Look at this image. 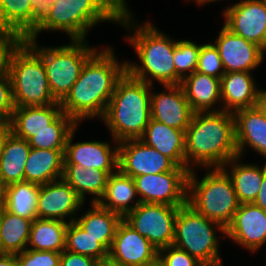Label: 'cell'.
<instances>
[{"label": "cell", "instance_id": "1", "mask_svg": "<svg viewBox=\"0 0 266 266\" xmlns=\"http://www.w3.org/2000/svg\"><path fill=\"white\" fill-rule=\"evenodd\" d=\"M117 61L107 47L85 62L80 77L60 102L62 111L77 124L85 118L103 117L117 81L126 72V61Z\"/></svg>", "mask_w": 266, "mask_h": 266}, {"label": "cell", "instance_id": "2", "mask_svg": "<svg viewBox=\"0 0 266 266\" xmlns=\"http://www.w3.org/2000/svg\"><path fill=\"white\" fill-rule=\"evenodd\" d=\"M237 156L233 113L224 110L195 112L185 130L186 169L192 170L191 161L196 166L222 168Z\"/></svg>", "mask_w": 266, "mask_h": 266}, {"label": "cell", "instance_id": "3", "mask_svg": "<svg viewBox=\"0 0 266 266\" xmlns=\"http://www.w3.org/2000/svg\"><path fill=\"white\" fill-rule=\"evenodd\" d=\"M131 16L118 0H57L48 17L24 39H36L41 31L50 30L66 32L71 41L85 40L88 30L100 21L118 22L128 28L134 22Z\"/></svg>", "mask_w": 266, "mask_h": 266}, {"label": "cell", "instance_id": "4", "mask_svg": "<svg viewBox=\"0 0 266 266\" xmlns=\"http://www.w3.org/2000/svg\"><path fill=\"white\" fill-rule=\"evenodd\" d=\"M151 87L152 85L133 78L127 71L117 81L101 118L117 144L143 136L151 119Z\"/></svg>", "mask_w": 266, "mask_h": 266}, {"label": "cell", "instance_id": "5", "mask_svg": "<svg viewBox=\"0 0 266 266\" xmlns=\"http://www.w3.org/2000/svg\"><path fill=\"white\" fill-rule=\"evenodd\" d=\"M141 65L126 62V71L135 79L153 85V79L162 85H176L174 47L177 41L159 32L151 23L139 26L135 34L128 36ZM149 80H148V76ZM152 78V80H151Z\"/></svg>", "mask_w": 266, "mask_h": 266}, {"label": "cell", "instance_id": "6", "mask_svg": "<svg viewBox=\"0 0 266 266\" xmlns=\"http://www.w3.org/2000/svg\"><path fill=\"white\" fill-rule=\"evenodd\" d=\"M6 69L11 79L15 107L57 103L48 84L41 58L23 41L10 50Z\"/></svg>", "mask_w": 266, "mask_h": 266}, {"label": "cell", "instance_id": "7", "mask_svg": "<svg viewBox=\"0 0 266 266\" xmlns=\"http://www.w3.org/2000/svg\"><path fill=\"white\" fill-rule=\"evenodd\" d=\"M188 193L190 206L225 229L240 205L231 178L222 168H213L200 181L192 169L188 174Z\"/></svg>", "mask_w": 266, "mask_h": 266}, {"label": "cell", "instance_id": "8", "mask_svg": "<svg viewBox=\"0 0 266 266\" xmlns=\"http://www.w3.org/2000/svg\"><path fill=\"white\" fill-rule=\"evenodd\" d=\"M42 60L53 97L61 102L80 77L85 62L97 51L85 42L72 40L70 45L43 48L36 39H22Z\"/></svg>", "mask_w": 266, "mask_h": 266}, {"label": "cell", "instance_id": "9", "mask_svg": "<svg viewBox=\"0 0 266 266\" xmlns=\"http://www.w3.org/2000/svg\"><path fill=\"white\" fill-rule=\"evenodd\" d=\"M213 226L225 233L222 225L209 220L186 203L177 212L173 245L188 252L204 266H222L219 239Z\"/></svg>", "mask_w": 266, "mask_h": 266}, {"label": "cell", "instance_id": "10", "mask_svg": "<svg viewBox=\"0 0 266 266\" xmlns=\"http://www.w3.org/2000/svg\"><path fill=\"white\" fill-rule=\"evenodd\" d=\"M178 209L166 204L140 203L123 220L159 250L173 245Z\"/></svg>", "mask_w": 266, "mask_h": 266}, {"label": "cell", "instance_id": "11", "mask_svg": "<svg viewBox=\"0 0 266 266\" xmlns=\"http://www.w3.org/2000/svg\"><path fill=\"white\" fill-rule=\"evenodd\" d=\"M188 174L184 167L172 171L133 177L141 203L166 204L181 207L187 203Z\"/></svg>", "mask_w": 266, "mask_h": 266}, {"label": "cell", "instance_id": "12", "mask_svg": "<svg viewBox=\"0 0 266 266\" xmlns=\"http://www.w3.org/2000/svg\"><path fill=\"white\" fill-rule=\"evenodd\" d=\"M8 125L16 137L27 141L44 129H74L78 126L62 111L60 102L43 106L15 107Z\"/></svg>", "mask_w": 266, "mask_h": 266}, {"label": "cell", "instance_id": "13", "mask_svg": "<svg viewBox=\"0 0 266 266\" xmlns=\"http://www.w3.org/2000/svg\"><path fill=\"white\" fill-rule=\"evenodd\" d=\"M118 169L130 177L172 171L177 165L140 139L119 142Z\"/></svg>", "mask_w": 266, "mask_h": 266}, {"label": "cell", "instance_id": "14", "mask_svg": "<svg viewBox=\"0 0 266 266\" xmlns=\"http://www.w3.org/2000/svg\"><path fill=\"white\" fill-rule=\"evenodd\" d=\"M224 26L233 34L257 44L266 51V3L241 0L224 11Z\"/></svg>", "mask_w": 266, "mask_h": 266}, {"label": "cell", "instance_id": "15", "mask_svg": "<svg viewBox=\"0 0 266 266\" xmlns=\"http://www.w3.org/2000/svg\"><path fill=\"white\" fill-rule=\"evenodd\" d=\"M108 259L118 266H149L158 259V249L122 219Z\"/></svg>", "mask_w": 266, "mask_h": 266}, {"label": "cell", "instance_id": "16", "mask_svg": "<svg viewBox=\"0 0 266 266\" xmlns=\"http://www.w3.org/2000/svg\"><path fill=\"white\" fill-rule=\"evenodd\" d=\"M214 45L221 57L225 73L250 72L262 63L265 55L260 46L233 34L225 26L219 32Z\"/></svg>", "mask_w": 266, "mask_h": 266}, {"label": "cell", "instance_id": "17", "mask_svg": "<svg viewBox=\"0 0 266 266\" xmlns=\"http://www.w3.org/2000/svg\"><path fill=\"white\" fill-rule=\"evenodd\" d=\"M225 234L255 252L266 242V211L253 203L240 204Z\"/></svg>", "mask_w": 266, "mask_h": 266}, {"label": "cell", "instance_id": "18", "mask_svg": "<svg viewBox=\"0 0 266 266\" xmlns=\"http://www.w3.org/2000/svg\"><path fill=\"white\" fill-rule=\"evenodd\" d=\"M68 135L64 152V165H79L84 169H98L109 175L118 169V146L111 149L106 142L90 141L72 144L74 131Z\"/></svg>", "mask_w": 266, "mask_h": 266}, {"label": "cell", "instance_id": "19", "mask_svg": "<svg viewBox=\"0 0 266 266\" xmlns=\"http://www.w3.org/2000/svg\"><path fill=\"white\" fill-rule=\"evenodd\" d=\"M83 203L76 191L60 178V180L40 185L37 218L67 222L64 218L75 214Z\"/></svg>", "mask_w": 266, "mask_h": 266}, {"label": "cell", "instance_id": "20", "mask_svg": "<svg viewBox=\"0 0 266 266\" xmlns=\"http://www.w3.org/2000/svg\"><path fill=\"white\" fill-rule=\"evenodd\" d=\"M166 92L151 93V119L170 127L186 130L194 111L180 84L164 85Z\"/></svg>", "mask_w": 266, "mask_h": 266}, {"label": "cell", "instance_id": "21", "mask_svg": "<svg viewBox=\"0 0 266 266\" xmlns=\"http://www.w3.org/2000/svg\"><path fill=\"white\" fill-rule=\"evenodd\" d=\"M238 156L242 157L245 145L266 158V118L256 108L241 109L233 113Z\"/></svg>", "mask_w": 266, "mask_h": 266}, {"label": "cell", "instance_id": "22", "mask_svg": "<svg viewBox=\"0 0 266 266\" xmlns=\"http://www.w3.org/2000/svg\"><path fill=\"white\" fill-rule=\"evenodd\" d=\"M140 140L170 158L177 166L186 168L185 130L150 119Z\"/></svg>", "mask_w": 266, "mask_h": 266}, {"label": "cell", "instance_id": "23", "mask_svg": "<svg viewBox=\"0 0 266 266\" xmlns=\"http://www.w3.org/2000/svg\"><path fill=\"white\" fill-rule=\"evenodd\" d=\"M251 72H229L220 79L222 110L234 113L256 106L259 90Z\"/></svg>", "mask_w": 266, "mask_h": 266}, {"label": "cell", "instance_id": "24", "mask_svg": "<svg viewBox=\"0 0 266 266\" xmlns=\"http://www.w3.org/2000/svg\"><path fill=\"white\" fill-rule=\"evenodd\" d=\"M64 152L31 148L25 164L24 181L43 185L62 178Z\"/></svg>", "mask_w": 266, "mask_h": 266}, {"label": "cell", "instance_id": "25", "mask_svg": "<svg viewBox=\"0 0 266 266\" xmlns=\"http://www.w3.org/2000/svg\"><path fill=\"white\" fill-rule=\"evenodd\" d=\"M189 105L194 112L220 111L211 107L221 101L220 79L200 72L185 77L181 84Z\"/></svg>", "mask_w": 266, "mask_h": 266}, {"label": "cell", "instance_id": "26", "mask_svg": "<svg viewBox=\"0 0 266 266\" xmlns=\"http://www.w3.org/2000/svg\"><path fill=\"white\" fill-rule=\"evenodd\" d=\"M135 195L138 196L133 178L117 169L109 175L104 195L98 204L124 217L141 203L139 199L135 201ZM133 200L135 202L130 206Z\"/></svg>", "mask_w": 266, "mask_h": 266}, {"label": "cell", "instance_id": "27", "mask_svg": "<svg viewBox=\"0 0 266 266\" xmlns=\"http://www.w3.org/2000/svg\"><path fill=\"white\" fill-rule=\"evenodd\" d=\"M31 147L11 131L6 135L0 156V179L8 186L24 181L25 164Z\"/></svg>", "mask_w": 266, "mask_h": 266}, {"label": "cell", "instance_id": "28", "mask_svg": "<svg viewBox=\"0 0 266 266\" xmlns=\"http://www.w3.org/2000/svg\"><path fill=\"white\" fill-rule=\"evenodd\" d=\"M239 159V156L232 158L222 169L231 178L238 202L240 204L253 203L261 189L262 180L266 174V163L263 167L253 164H238ZM227 165L231 166L230 174L227 171Z\"/></svg>", "mask_w": 266, "mask_h": 266}, {"label": "cell", "instance_id": "29", "mask_svg": "<svg viewBox=\"0 0 266 266\" xmlns=\"http://www.w3.org/2000/svg\"><path fill=\"white\" fill-rule=\"evenodd\" d=\"M122 219L118 213L102 208L98 203H92V208L75 219V222L109 251Z\"/></svg>", "mask_w": 266, "mask_h": 266}, {"label": "cell", "instance_id": "30", "mask_svg": "<svg viewBox=\"0 0 266 266\" xmlns=\"http://www.w3.org/2000/svg\"><path fill=\"white\" fill-rule=\"evenodd\" d=\"M108 177L109 174L106 171L98 169H84L79 165H64L63 167L62 179L76 191L83 201L85 193H89L96 196L92 203H98L104 195Z\"/></svg>", "mask_w": 266, "mask_h": 266}, {"label": "cell", "instance_id": "31", "mask_svg": "<svg viewBox=\"0 0 266 266\" xmlns=\"http://www.w3.org/2000/svg\"><path fill=\"white\" fill-rule=\"evenodd\" d=\"M68 222L54 219L36 218L32 221L28 245L36 251L65 250V232Z\"/></svg>", "mask_w": 266, "mask_h": 266}, {"label": "cell", "instance_id": "32", "mask_svg": "<svg viewBox=\"0 0 266 266\" xmlns=\"http://www.w3.org/2000/svg\"><path fill=\"white\" fill-rule=\"evenodd\" d=\"M40 185L27 181L7 186L5 210L34 221L37 218V203Z\"/></svg>", "mask_w": 266, "mask_h": 266}, {"label": "cell", "instance_id": "33", "mask_svg": "<svg viewBox=\"0 0 266 266\" xmlns=\"http://www.w3.org/2000/svg\"><path fill=\"white\" fill-rule=\"evenodd\" d=\"M32 220L14 215L5 209L0 213V237L7 254H19L26 249Z\"/></svg>", "mask_w": 266, "mask_h": 266}, {"label": "cell", "instance_id": "34", "mask_svg": "<svg viewBox=\"0 0 266 266\" xmlns=\"http://www.w3.org/2000/svg\"><path fill=\"white\" fill-rule=\"evenodd\" d=\"M31 0H0V27L14 33L20 40L32 33Z\"/></svg>", "mask_w": 266, "mask_h": 266}, {"label": "cell", "instance_id": "35", "mask_svg": "<svg viewBox=\"0 0 266 266\" xmlns=\"http://www.w3.org/2000/svg\"><path fill=\"white\" fill-rule=\"evenodd\" d=\"M74 217L68 222L65 232V250L92 257L98 261L108 259V250L82 229Z\"/></svg>", "mask_w": 266, "mask_h": 266}, {"label": "cell", "instance_id": "36", "mask_svg": "<svg viewBox=\"0 0 266 266\" xmlns=\"http://www.w3.org/2000/svg\"><path fill=\"white\" fill-rule=\"evenodd\" d=\"M201 45L189 40L177 41L174 47V67L176 71V85L196 71ZM188 71V72H186Z\"/></svg>", "mask_w": 266, "mask_h": 266}, {"label": "cell", "instance_id": "37", "mask_svg": "<svg viewBox=\"0 0 266 266\" xmlns=\"http://www.w3.org/2000/svg\"><path fill=\"white\" fill-rule=\"evenodd\" d=\"M196 72L210 75L218 79L224 76L225 69L214 44L208 43L201 45Z\"/></svg>", "mask_w": 266, "mask_h": 266}, {"label": "cell", "instance_id": "38", "mask_svg": "<svg viewBox=\"0 0 266 266\" xmlns=\"http://www.w3.org/2000/svg\"><path fill=\"white\" fill-rule=\"evenodd\" d=\"M73 129H44L28 140L31 148L65 150L68 135Z\"/></svg>", "mask_w": 266, "mask_h": 266}, {"label": "cell", "instance_id": "39", "mask_svg": "<svg viewBox=\"0 0 266 266\" xmlns=\"http://www.w3.org/2000/svg\"><path fill=\"white\" fill-rule=\"evenodd\" d=\"M16 255L19 266H60L59 252L25 249Z\"/></svg>", "mask_w": 266, "mask_h": 266}, {"label": "cell", "instance_id": "40", "mask_svg": "<svg viewBox=\"0 0 266 266\" xmlns=\"http://www.w3.org/2000/svg\"><path fill=\"white\" fill-rule=\"evenodd\" d=\"M158 259L164 266H204L188 252L174 245L159 249Z\"/></svg>", "mask_w": 266, "mask_h": 266}, {"label": "cell", "instance_id": "41", "mask_svg": "<svg viewBox=\"0 0 266 266\" xmlns=\"http://www.w3.org/2000/svg\"><path fill=\"white\" fill-rule=\"evenodd\" d=\"M14 110L11 79L4 69L0 71V121L8 123Z\"/></svg>", "mask_w": 266, "mask_h": 266}, {"label": "cell", "instance_id": "42", "mask_svg": "<svg viewBox=\"0 0 266 266\" xmlns=\"http://www.w3.org/2000/svg\"><path fill=\"white\" fill-rule=\"evenodd\" d=\"M57 0H31L32 32L48 17Z\"/></svg>", "mask_w": 266, "mask_h": 266}, {"label": "cell", "instance_id": "43", "mask_svg": "<svg viewBox=\"0 0 266 266\" xmlns=\"http://www.w3.org/2000/svg\"><path fill=\"white\" fill-rule=\"evenodd\" d=\"M19 40L14 33L0 27V71L6 69L9 52Z\"/></svg>", "mask_w": 266, "mask_h": 266}, {"label": "cell", "instance_id": "44", "mask_svg": "<svg viewBox=\"0 0 266 266\" xmlns=\"http://www.w3.org/2000/svg\"><path fill=\"white\" fill-rule=\"evenodd\" d=\"M98 260L74 253L71 251L64 250L61 252L60 266H95Z\"/></svg>", "mask_w": 266, "mask_h": 266}, {"label": "cell", "instance_id": "45", "mask_svg": "<svg viewBox=\"0 0 266 266\" xmlns=\"http://www.w3.org/2000/svg\"><path fill=\"white\" fill-rule=\"evenodd\" d=\"M254 205L261 207L266 211V174L262 180L261 189L258 192V195L253 202Z\"/></svg>", "mask_w": 266, "mask_h": 266}, {"label": "cell", "instance_id": "46", "mask_svg": "<svg viewBox=\"0 0 266 266\" xmlns=\"http://www.w3.org/2000/svg\"><path fill=\"white\" fill-rule=\"evenodd\" d=\"M255 107L266 118V90H259Z\"/></svg>", "mask_w": 266, "mask_h": 266}, {"label": "cell", "instance_id": "47", "mask_svg": "<svg viewBox=\"0 0 266 266\" xmlns=\"http://www.w3.org/2000/svg\"><path fill=\"white\" fill-rule=\"evenodd\" d=\"M0 266H19L17 261V255L6 254L0 257Z\"/></svg>", "mask_w": 266, "mask_h": 266}, {"label": "cell", "instance_id": "48", "mask_svg": "<svg viewBox=\"0 0 266 266\" xmlns=\"http://www.w3.org/2000/svg\"><path fill=\"white\" fill-rule=\"evenodd\" d=\"M10 132L8 123L0 121V156L1 149L6 135Z\"/></svg>", "mask_w": 266, "mask_h": 266}, {"label": "cell", "instance_id": "49", "mask_svg": "<svg viewBox=\"0 0 266 266\" xmlns=\"http://www.w3.org/2000/svg\"><path fill=\"white\" fill-rule=\"evenodd\" d=\"M7 185L0 179V213L5 209Z\"/></svg>", "mask_w": 266, "mask_h": 266}, {"label": "cell", "instance_id": "50", "mask_svg": "<svg viewBox=\"0 0 266 266\" xmlns=\"http://www.w3.org/2000/svg\"><path fill=\"white\" fill-rule=\"evenodd\" d=\"M95 266H118V265L109 259H105V260L98 261Z\"/></svg>", "mask_w": 266, "mask_h": 266}, {"label": "cell", "instance_id": "51", "mask_svg": "<svg viewBox=\"0 0 266 266\" xmlns=\"http://www.w3.org/2000/svg\"><path fill=\"white\" fill-rule=\"evenodd\" d=\"M196 3H198L199 5H203L206 2H215V1H219V0H195Z\"/></svg>", "mask_w": 266, "mask_h": 266}, {"label": "cell", "instance_id": "52", "mask_svg": "<svg viewBox=\"0 0 266 266\" xmlns=\"http://www.w3.org/2000/svg\"><path fill=\"white\" fill-rule=\"evenodd\" d=\"M7 253L5 252L2 242H1V237H0V257L6 255Z\"/></svg>", "mask_w": 266, "mask_h": 266}, {"label": "cell", "instance_id": "53", "mask_svg": "<svg viewBox=\"0 0 266 266\" xmlns=\"http://www.w3.org/2000/svg\"><path fill=\"white\" fill-rule=\"evenodd\" d=\"M149 266H164V264L157 259L155 262L151 263Z\"/></svg>", "mask_w": 266, "mask_h": 266}, {"label": "cell", "instance_id": "54", "mask_svg": "<svg viewBox=\"0 0 266 266\" xmlns=\"http://www.w3.org/2000/svg\"><path fill=\"white\" fill-rule=\"evenodd\" d=\"M118 2L120 3V5L125 9V8H127V3H125L126 2V0H118Z\"/></svg>", "mask_w": 266, "mask_h": 266}]
</instances>
